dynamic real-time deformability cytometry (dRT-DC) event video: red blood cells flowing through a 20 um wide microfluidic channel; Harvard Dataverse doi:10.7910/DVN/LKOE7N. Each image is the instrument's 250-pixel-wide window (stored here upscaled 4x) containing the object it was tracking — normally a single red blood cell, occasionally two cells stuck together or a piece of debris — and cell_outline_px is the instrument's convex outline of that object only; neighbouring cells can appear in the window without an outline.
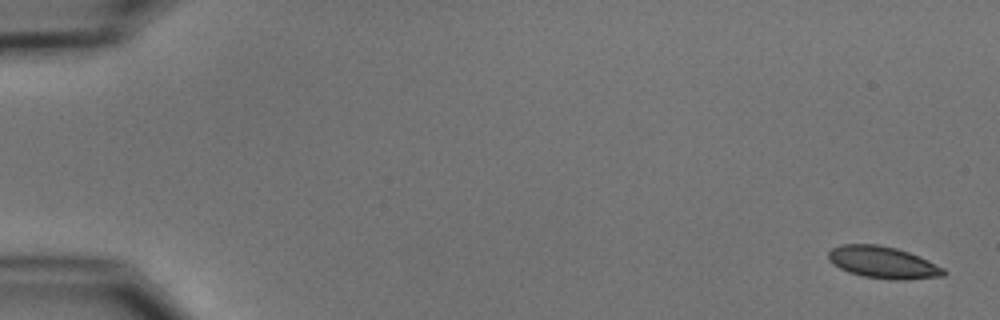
{"species": "common noctule bat (a hibernating species)", "species_latin": "Nyctalus noctula", "temperature_condition": "cold", "stored_images_in_passage": 54, "camera_frame_rate_fps": 3000, "um_per_image_px": 0.085, "animal": {"sex": "male", "body_mass_g": 15.6}, "frame": {"image": 1, "passage_image": 1, "time_ms": 0.0, "image_size_px": [1000, 320], "cell_outline_px": [[948, 272], [944, 276], [908, 280], [892, 280], [864, 276], [848, 272], [832, 264], [828, 260], [828, 252], [832, 248], [840, 244], [876, 244], [896, 248], [908, 252], [928, 260], [944, 268]], "centroid_in_image_um": [75.06, 22.31], "position_along_channel_um": 9.9, "area_um2": 21.62}}
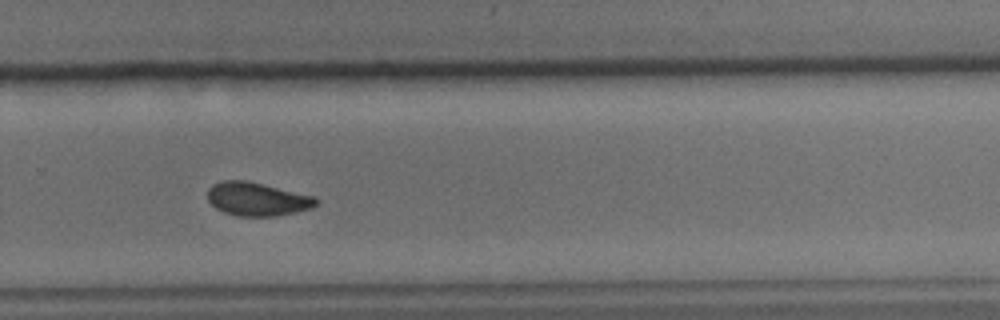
{"frame": {"image": 2, "passage_image": 37, "time_ms": 12.0, "image_size_px": [1000, 320], "cell_outline_px": [[320, 200], [312, 208], [296, 212], [276, 216], [236, 216], [224, 212], [216, 208], [208, 200], [208, 188], [212, 184], [220, 180], [248, 180], [316, 196]], "centroid_in_image_um": [21.88, 16.91], "position_along_channel_um": 307.9, "area_um2": 21.5}}
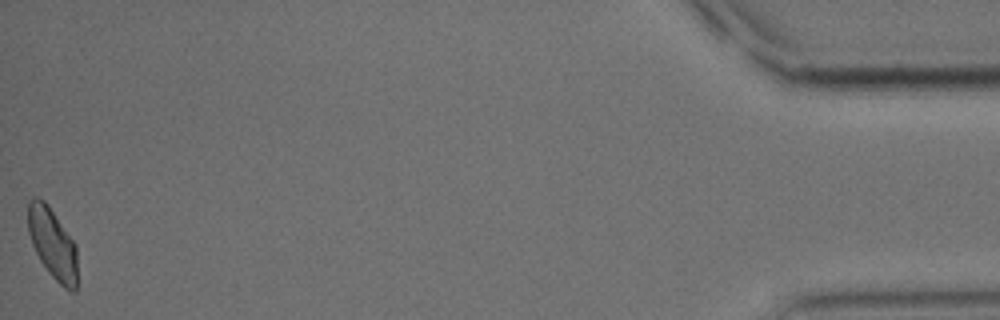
{"frame": {"image": 3, "passage_image": 54, "time_ms": 17.667, "image_size_px": [1000, 320], "cell_outline_px": [[76, 292], [72, 292], [64, 288], [48, 272], [40, 260], [32, 244], [28, 232], [28, 204], [32, 196], [36, 196], [44, 200], [76, 244]], "centroid_in_image_um": [4.46, 20.7], "position_along_channel_um": 430.7, "area_um2": 20.17}, "authors_computed_cell_mechanics": {"area_um2": 21.5305, "velocity_mm_per_s": 3.7098, "shape_relaxation_time_tau1_ms": 4.3987, "shape_relaxation_time_tau2_ms": 2.4256, "deformation_change_tau1": 0.0991, "deformation_change_tau2": 0.0538}}